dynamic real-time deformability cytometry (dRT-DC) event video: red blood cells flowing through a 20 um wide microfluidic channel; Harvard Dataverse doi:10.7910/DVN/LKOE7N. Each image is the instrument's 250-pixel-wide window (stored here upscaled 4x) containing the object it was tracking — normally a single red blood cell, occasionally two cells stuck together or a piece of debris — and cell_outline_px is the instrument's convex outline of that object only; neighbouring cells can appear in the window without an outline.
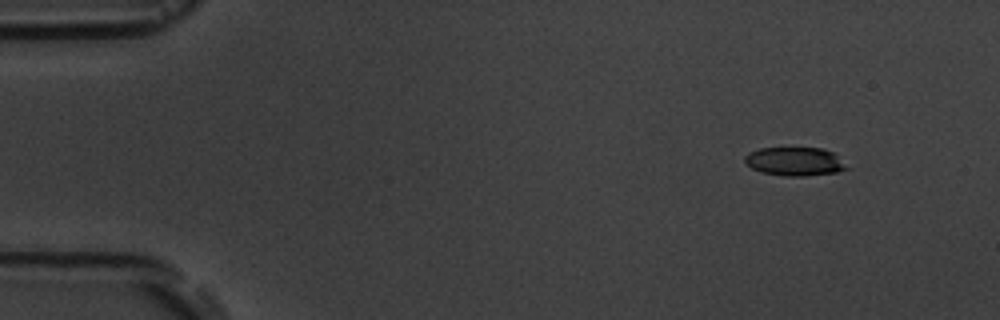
{"species": "common noctule bat (a hibernating species)", "species_latin": "Nyctalus noctula", "temperature_condition": "room temperature", "stored_images_in_passage": 4, "camera_frame_rate_fps": 3000, "um_per_image_px": 0.085, "animal": {"sex": "male", "body_mass_g": 19.5, "forearm_length_mm": 54.6}, "frame": {"image": 1, "passage_image": 1, "time_ms": 0.0, "image_size_px": [1000, 320], "cell_outline_px": [[848, 168], [836, 172], [804, 176], [784, 176], [760, 172], [744, 164], [744, 156], [748, 152], [760, 148], [824, 148], [832, 152]], "centroid_in_image_um": [67.47, 13.72], "position_along_channel_um": 17.5, "area_um2": 16.94}}
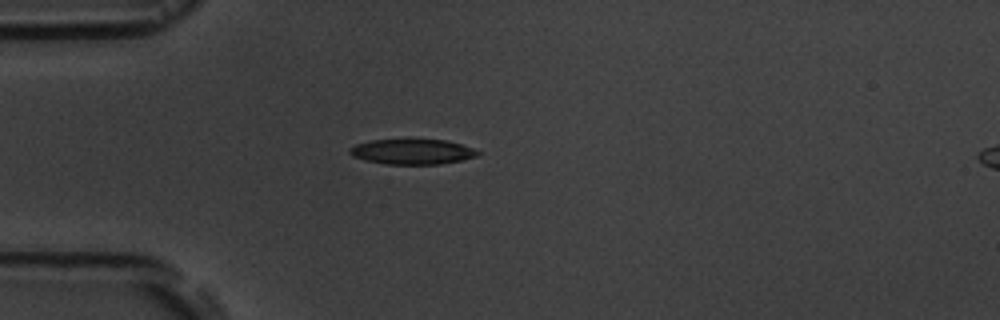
{"frame": {"image": 2, "passage_image": 4, "time_ms": 3.333, "image_size_px": [1000, 320], "cell_outline_px": [[480, 152], [476, 156], [460, 160], [440, 164], [384, 164], [352, 156], [348, 152], [348, 148], [356, 144], [372, 140], [408, 136], [412, 136], [444, 140], [460, 144], [472, 148]], "centroid_in_image_um": [34.99, 12.83], "position_along_channel_um": 50.0, "area_um2": 19.59}}